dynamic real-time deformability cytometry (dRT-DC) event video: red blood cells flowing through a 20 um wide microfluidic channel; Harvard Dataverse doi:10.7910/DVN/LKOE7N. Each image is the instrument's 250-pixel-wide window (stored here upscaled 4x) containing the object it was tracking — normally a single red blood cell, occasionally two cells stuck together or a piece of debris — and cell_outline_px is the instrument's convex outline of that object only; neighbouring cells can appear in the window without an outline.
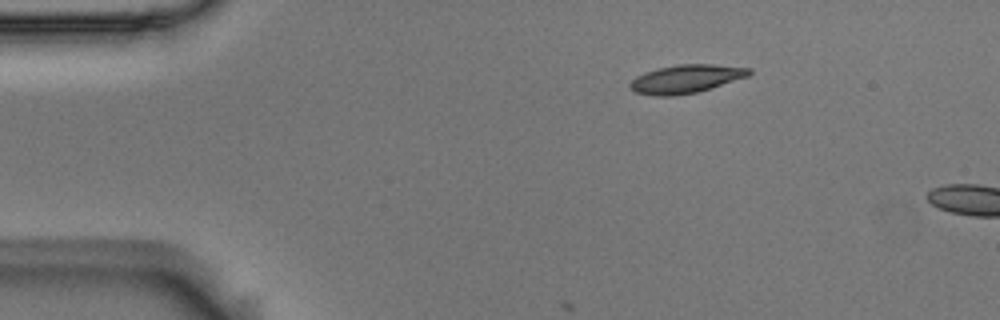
{"species": "Egyptian fruit bat (a non-hibernating species)", "species_latin": "Rousettus aegyptiacus", "temperature_condition": "room temperature", "stored_images_in_passage": 4, "camera_frame_rate_fps": 3000, "um_per_image_px": 0.085, "animal": {"sex": "male"}, "frame": {"image": 1, "passage_image": 1, "time_ms": 0.0, "image_size_px": [1000, 320], "cell_outline_px": [[752, 72], [748, 76], [696, 92], [672, 96], [652, 96], [636, 92], [628, 84], [636, 76], [644, 72], [676, 64], [712, 64], [752, 68]], "centroid_in_image_um": [58.29, 6.7], "position_along_channel_um": 26.7, "area_um2": 19.48}}